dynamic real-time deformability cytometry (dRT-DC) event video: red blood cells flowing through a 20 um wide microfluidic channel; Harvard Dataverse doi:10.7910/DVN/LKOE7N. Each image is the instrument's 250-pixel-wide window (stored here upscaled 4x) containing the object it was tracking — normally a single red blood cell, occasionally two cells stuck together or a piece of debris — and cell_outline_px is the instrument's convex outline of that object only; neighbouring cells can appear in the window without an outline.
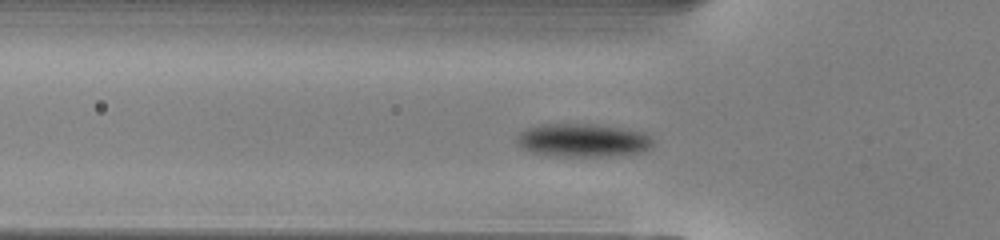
{"species": "common noctule bat (a hibernating species)", "species_latin": "Nyctalus noctula", "temperature_condition": "warm", "stored_images_in_passage": 37, "segment_of_instrument_passage": [1, 2], "camera_frame_rate_fps": 3000, "um_per_image_px": 0.085, "animal": {"sex": "male", "body_mass_g": 13.0, "forearm_length_mm": 53.1}, "frame": {"image": 1, "passage_image": 2, "time_ms": 0.333, "image_size_px": [1000, 240], "cell_outline_px": [[652, 144], [644, 152], [612, 156], [556, 156], [532, 152], [520, 148], [516, 144], [516, 136], [520, 132], [528, 128], [548, 124], [596, 124], [644, 132], [652, 140]], "centroid_in_image_um": [49.51, 11.93], "position_along_channel_um": 76.3, "area_um2": 26.36}}
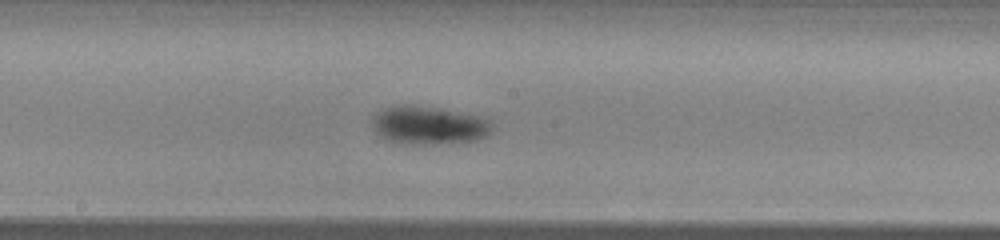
{"frame": {"image": 2, "passage_image": 12, "time_ms": 3.667, "image_size_px": [1000, 240], "cell_outline_px": [[492, 132], [480, 140], [456, 144], [412, 144], [388, 140], [380, 136], [372, 128], [368, 120], [376, 112], [388, 108], [404, 104], [440, 108], [480, 116], [488, 120], [492, 124]], "centroid_in_image_um": [36.45, 10.66], "position_along_channel_um": 211.7, "area_um2": 27.22}}
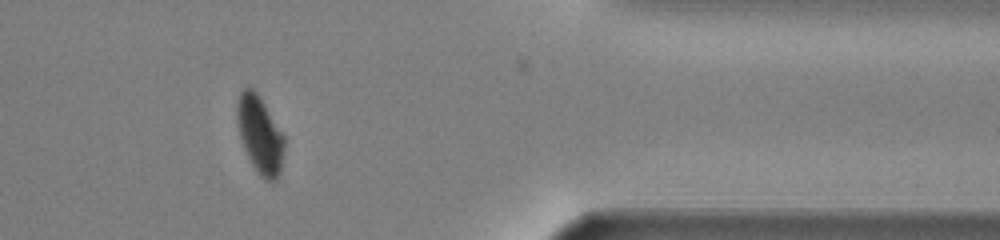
{"frame": {"image": 3, "passage_image": 27, "time_ms": 8.667, "image_size_px": [1000, 240], "cell_outline_px": [[284, 148], [280, 172], [276, 180], [264, 180], [260, 176], [252, 164], [244, 148], [240, 136], [236, 120], [236, 104], [240, 92], [244, 88], [252, 88], [256, 92], [264, 104], [284, 136]], "centroid_in_image_um": [22.07, 11.45], "position_along_channel_um": 389.3, "area_um2": 20.98}}